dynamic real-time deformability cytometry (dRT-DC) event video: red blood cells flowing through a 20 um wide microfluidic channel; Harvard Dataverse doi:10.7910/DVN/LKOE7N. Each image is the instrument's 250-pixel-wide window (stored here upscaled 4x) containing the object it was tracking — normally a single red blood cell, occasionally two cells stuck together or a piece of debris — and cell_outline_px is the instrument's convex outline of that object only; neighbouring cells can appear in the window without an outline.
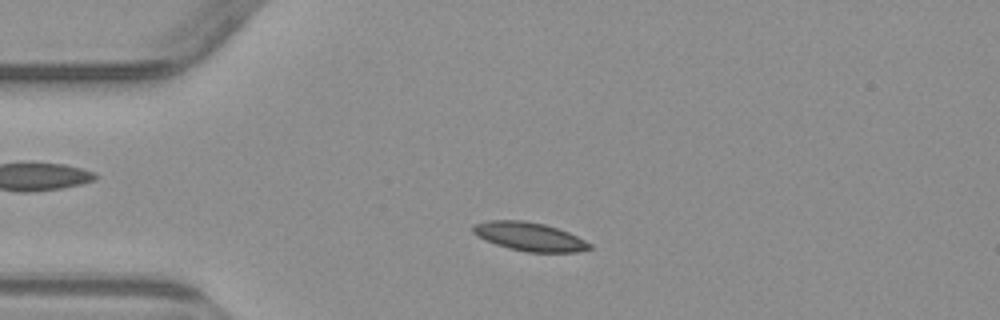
{"species": "common noctule bat (a hibernating species)", "species_latin": "Nyctalus noctula", "temperature_condition": "warm", "stored_images_in_passage": 3, "camera_frame_rate_fps": 3000, "um_per_image_px": 0.085, "animal": {"sex": "male", "body_mass_g": 23.1, "forearm_length_mm": 52.7}, "frame": {"image": 1, "passage_image": 2, "time_ms": 1.333, "image_size_px": [1000, 320], "cell_outline_px": [[592, 248], [576, 252], [528, 252], [508, 248], [484, 240], [476, 236], [472, 232], [472, 224], [488, 220], [524, 220], [544, 224], [568, 232], [592, 244]], "centroid_in_image_um": [44.95, 20.1], "position_along_channel_um": 40.0, "area_um2": 19.48}}